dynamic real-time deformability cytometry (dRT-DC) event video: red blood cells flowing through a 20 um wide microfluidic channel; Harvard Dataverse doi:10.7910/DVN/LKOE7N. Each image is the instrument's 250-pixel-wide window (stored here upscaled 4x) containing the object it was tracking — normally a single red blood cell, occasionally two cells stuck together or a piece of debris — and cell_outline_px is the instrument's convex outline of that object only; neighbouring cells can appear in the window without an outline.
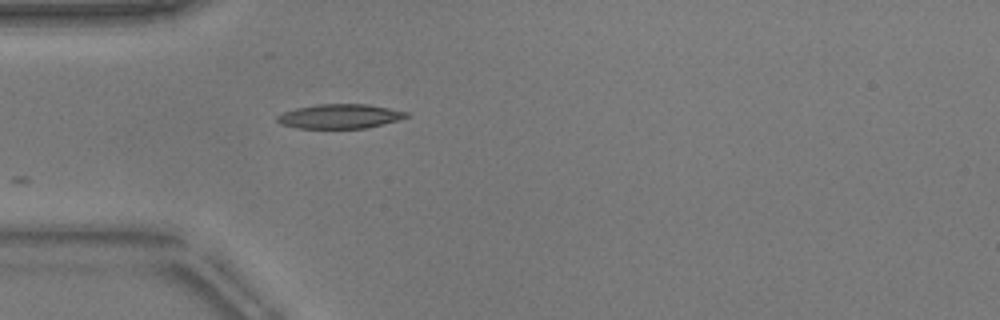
{"species": "common noctule bat (a hibernating species)", "species_latin": "Nyctalus noctula", "temperature_condition": "warm", "stored_images_in_passage": 7, "camera_frame_rate_fps": 3000, "um_per_image_px": 0.085, "animal": {"sex": "male", "body_mass_g": 17.9}, "frame": {"image": 1, "passage_image": 1, "time_ms": 0.0, "image_size_px": [1000, 320], "cell_outline_px": [[408, 116], [396, 120], [368, 128], [296, 128], [280, 124], [276, 120], [276, 116], [284, 112], [296, 108], [320, 104], [368, 104], [408, 112]], "centroid_in_image_um": [28.84, 9.89], "position_along_channel_um": 56.2, "area_um2": 18.21}}